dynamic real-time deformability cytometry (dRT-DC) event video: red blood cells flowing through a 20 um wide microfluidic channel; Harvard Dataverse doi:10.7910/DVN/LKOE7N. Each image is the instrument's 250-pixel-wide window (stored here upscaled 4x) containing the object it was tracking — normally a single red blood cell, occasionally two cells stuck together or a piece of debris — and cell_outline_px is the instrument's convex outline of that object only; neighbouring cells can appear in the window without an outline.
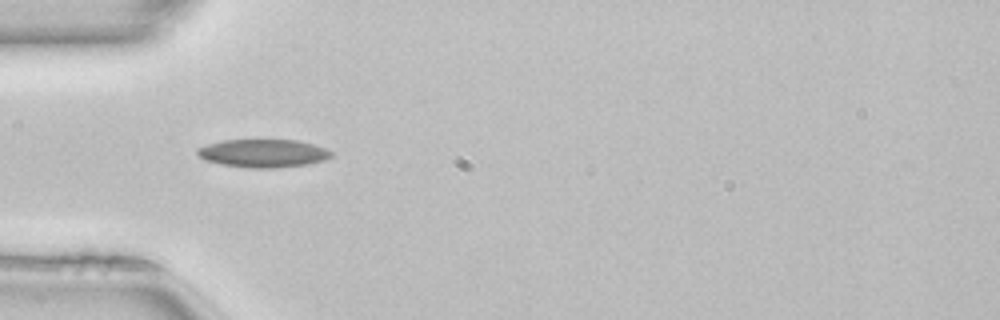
{"species": "common noctule bat (a hibernating species)", "species_latin": "Nyctalus noctula", "temperature_condition": "room temperature", "stored_images_in_passage": 49, "camera_frame_rate_fps": 3000, "um_per_image_px": 0.085, "animal": {"sex": "female", "body_mass_g": 22.7, "forearm_length_mm": 54.2}, "frame": {"image": 1, "passage_image": 15, "time_ms": 4.667, "image_size_px": [1000, 320], "cell_outline_px": [[332, 156], [324, 160], [308, 164], [276, 168], [248, 168], [220, 164], [204, 160], [196, 152], [196, 148], [208, 144], [224, 140], [296, 140], [312, 144], [324, 148], [332, 152]], "centroid_in_image_um": [22.34, 13.03], "position_along_channel_um": 62.7, "area_um2": 21.91}}
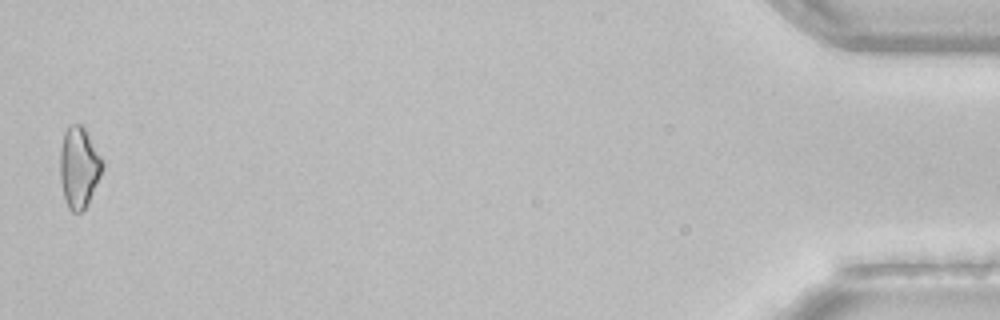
{"frame": {"image": 2, "passage_image": 49, "time_ms": 16.0, "image_size_px": [1000, 320], "cell_outline_px": [[104, 164], [100, 176], [88, 204], [80, 212], [72, 212], [68, 208], [64, 196], [60, 180], [60, 148], [64, 132], [72, 124], [80, 124], [84, 128], [100, 156]], "centroid_in_image_um": [6.69, 14.24], "position_along_channel_um": 428.5, "area_um2": 19.71}}